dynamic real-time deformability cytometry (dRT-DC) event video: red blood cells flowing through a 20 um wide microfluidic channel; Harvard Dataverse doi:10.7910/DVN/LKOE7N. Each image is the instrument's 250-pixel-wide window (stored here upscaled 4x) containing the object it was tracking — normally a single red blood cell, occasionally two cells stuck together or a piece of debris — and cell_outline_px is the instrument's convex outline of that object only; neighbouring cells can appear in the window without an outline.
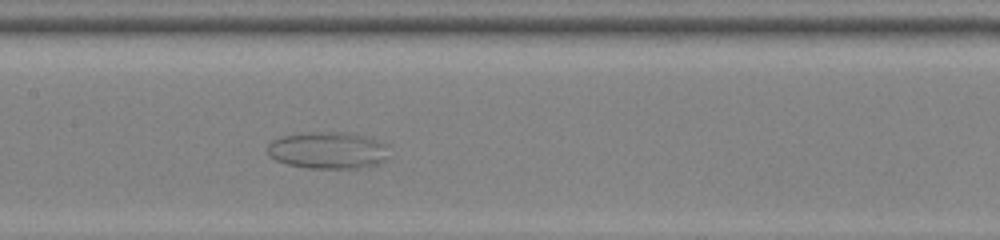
{"species": "common noctule bat (a hibernating species)", "species_latin": "Nyctalus noctula", "temperature_condition": "room temperature", "stored_images_in_passage": 40, "camera_frame_rate_fps": 3000, "um_per_image_px": 0.085, "animal": {"sex": "female", "body_mass_g": 22.0, "forearm_length_mm": 56.7}, "frame": {"image": 1, "passage_image": 15, "time_ms": 4.667, "image_size_px": [1000, 240], "cell_outline_px": [[384, 160], [376, 164], [356, 168], [308, 168], [288, 164], [276, 160], [268, 156], [268, 144], [272, 140], [280, 136], [328, 132], [332, 132], [360, 136], [384, 144]], "centroid_in_image_um": [27.74, 12.8], "position_along_channel_um": 179.7, "area_um2": 25.03}}
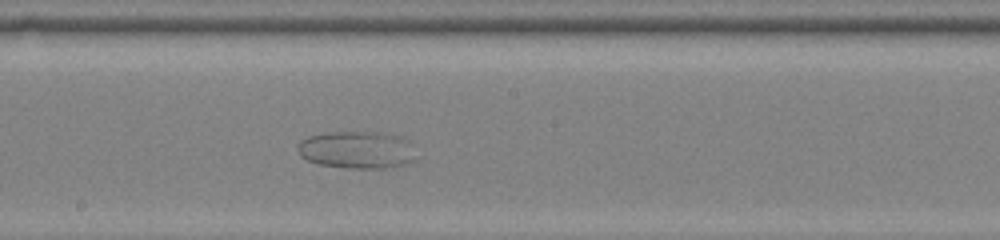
{"frame": {"image": 2, "passage_image": 18, "time_ms": 5.667, "image_size_px": [1000, 240], "cell_outline_px": [[416, 160], [408, 164], [396, 168], [344, 168], [320, 164], [308, 160], [300, 156], [296, 148], [300, 140], [308, 136], [332, 132], [372, 132], [396, 136], [408, 140]], "centroid_in_image_um": [30.32, 12.76], "position_along_channel_um": 217.9, "area_um2": 25.84}}